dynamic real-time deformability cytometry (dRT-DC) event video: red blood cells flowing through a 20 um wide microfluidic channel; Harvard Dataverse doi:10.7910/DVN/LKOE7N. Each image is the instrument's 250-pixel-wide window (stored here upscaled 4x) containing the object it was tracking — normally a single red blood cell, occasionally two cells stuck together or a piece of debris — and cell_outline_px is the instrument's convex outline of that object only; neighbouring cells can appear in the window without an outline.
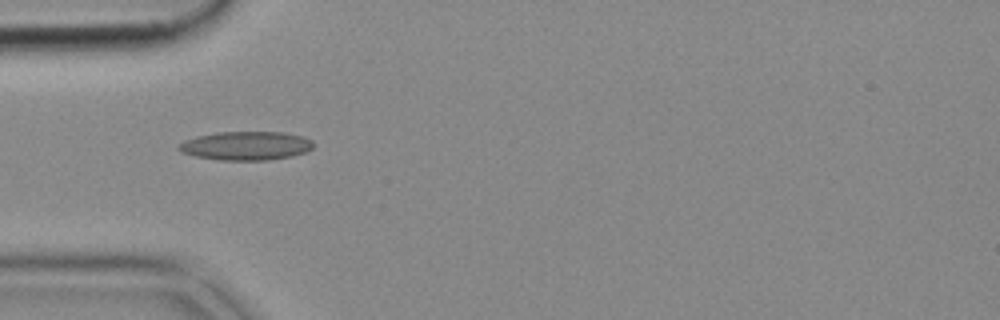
{"species": "common noctule bat (a hibernating species)", "species_latin": "Nyctalus noctula", "temperature_condition": "cold", "stored_images_in_passage": 14, "camera_frame_rate_fps": 3000, "um_per_image_px": 0.085, "animal": {"sex": "female", "body_mass_g": 18.4}, "frame": {"image": 1, "passage_image": 1, "time_ms": 0.0, "image_size_px": [1000, 320], "cell_outline_px": [[312, 148], [304, 152], [292, 156], [268, 160], [216, 160], [196, 156], [180, 152], [176, 148], [184, 140], [196, 136], [216, 132], [284, 132], [300, 136], [312, 140]], "centroid_in_image_um": [20.86, 12.39], "position_along_channel_um": 64.1, "area_um2": 22.54}}